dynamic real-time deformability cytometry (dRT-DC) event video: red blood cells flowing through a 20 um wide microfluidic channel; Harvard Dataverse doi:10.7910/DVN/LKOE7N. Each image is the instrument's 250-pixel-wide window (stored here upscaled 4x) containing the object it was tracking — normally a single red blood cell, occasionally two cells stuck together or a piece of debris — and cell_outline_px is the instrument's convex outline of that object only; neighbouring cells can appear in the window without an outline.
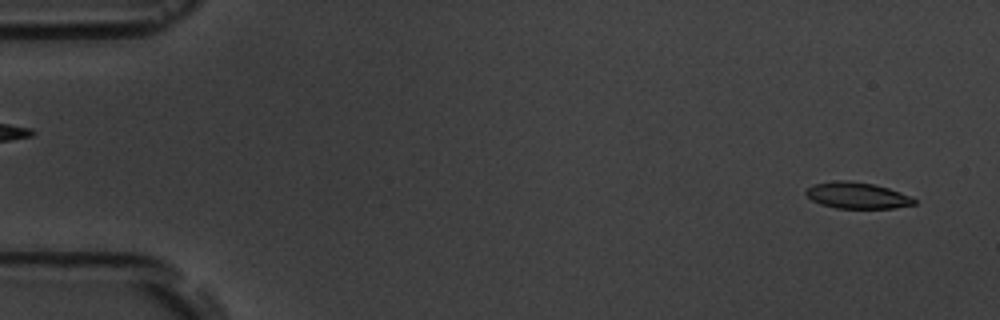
{"species": "common noctule bat (a hibernating species)", "species_latin": "Nyctalus noctula", "temperature_condition": "room temperature", "stored_images_in_passage": 5, "camera_frame_rate_fps": 3000, "um_per_image_px": 0.085, "animal": {"sex": "male", "body_mass_g": 19.5, "forearm_length_mm": 54.6}, "frame": {"image": 1, "passage_image": 1, "time_ms": 0.0, "image_size_px": [1000, 320], "cell_outline_px": [[916, 204], [896, 208], [836, 208], [820, 204], [812, 200], [804, 192], [808, 188], [816, 184], [840, 180], [844, 180], [872, 184], [888, 188], [912, 196], [916, 200]], "centroid_in_image_um": [72.9, 16.63], "position_along_channel_um": 12.1, "area_um2": 16.42}}
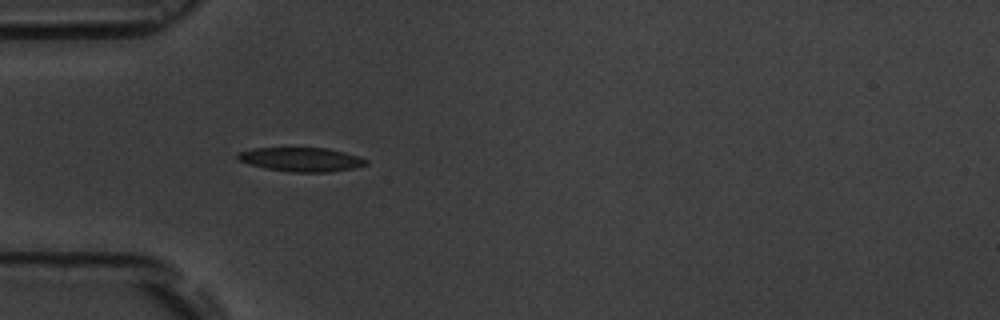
{"frame": {"image": 2, "passage_image": 5, "time_ms": 4.667, "image_size_px": [1000, 320], "cell_outline_px": [[368, 164], [352, 168], [328, 172], [292, 172], [268, 168], [248, 164], [236, 160], [236, 152], [252, 148], [328, 148], [360, 156], [368, 160]], "centroid_in_image_um": [25.57, 13.54], "position_along_channel_um": 59.4, "area_um2": 18.03}}